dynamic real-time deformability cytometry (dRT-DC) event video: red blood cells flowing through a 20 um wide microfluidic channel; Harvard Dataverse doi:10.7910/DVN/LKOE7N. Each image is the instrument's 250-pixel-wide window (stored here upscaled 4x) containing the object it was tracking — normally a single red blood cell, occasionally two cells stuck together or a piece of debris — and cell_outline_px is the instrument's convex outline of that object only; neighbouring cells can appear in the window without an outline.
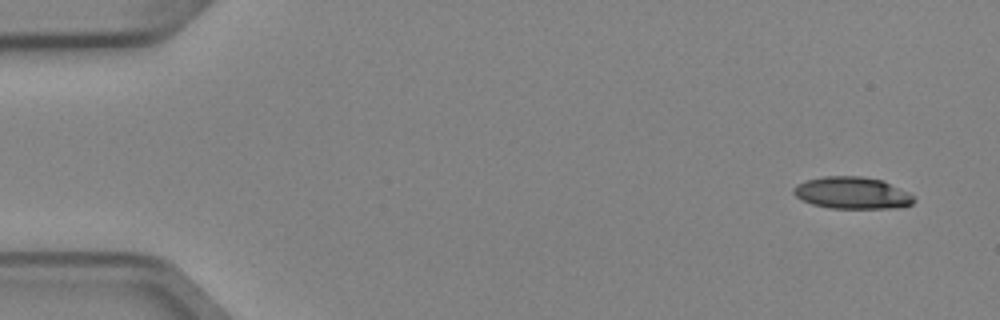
{"species": "Egyptian fruit bat (a non-hibernating species)", "species_latin": "Rousettus aegyptiacus", "temperature_condition": "cold", "stored_images_in_passage": 5, "camera_frame_rate_fps": 3000, "um_per_image_px": 0.085, "animal": {"sex": "female"}, "frame": {"image": 1, "passage_image": 1, "time_ms": 0.0, "image_size_px": [1000, 320], "cell_outline_px": [[916, 200], [912, 204], [904, 208], [828, 208], [812, 204], [796, 196], [792, 192], [792, 188], [796, 184], [804, 180], [824, 176], [860, 176], [884, 180], [908, 192]], "centroid_in_image_um": [72.44, 16.4], "position_along_channel_um": 12.6, "area_um2": 22.66}}
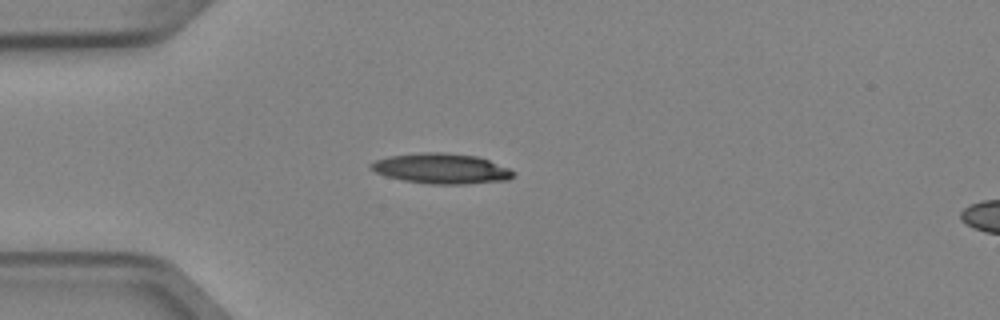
{"frame": {"image": 2, "passage_image": 4, "time_ms": 1.0, "image_size_px": [1000, 320], "cell_outline_px": [[516, 172], [508, 180], [468, 184], [428, 184], [404, 180], [384, 176], [376, 172], [368, 164], [376, 160], [388, 156], [420, 152], [444, 152], [476, 156], [488, 160], [508, 168]], "centroid_in_image_um": [37.5, 14.33], "position_along_channel_um": 47.5, "area_um2": 25.14}}